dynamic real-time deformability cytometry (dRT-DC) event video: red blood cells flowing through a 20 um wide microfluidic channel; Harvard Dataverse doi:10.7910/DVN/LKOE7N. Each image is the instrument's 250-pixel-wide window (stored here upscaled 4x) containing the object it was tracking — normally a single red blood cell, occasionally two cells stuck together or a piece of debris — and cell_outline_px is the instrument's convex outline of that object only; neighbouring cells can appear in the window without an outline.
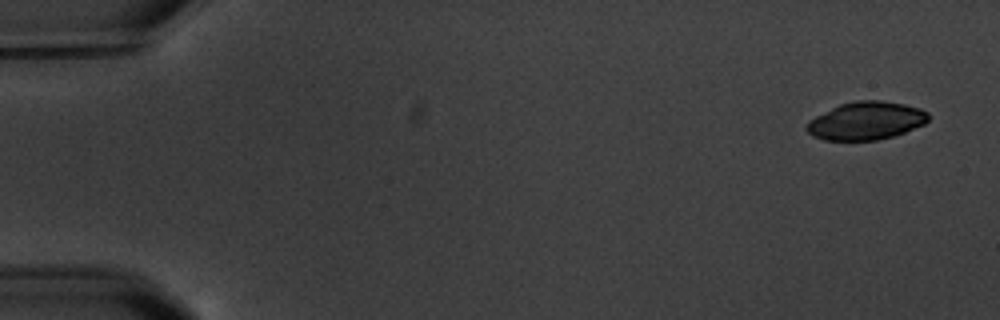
{"species": "common noctule bat (a hibernating species)", "species_latin": "Nyctalus noctula", "temperature_condition": "warm", "stored_images_in_passage": 5, "camera_frame_rate_fps": 3000, "um_per_image_px": 0.085, "animal": {"sex": "male", "body_mass_g": 20.1, "forearm_length_mm": 53.5}, "frame": {"image": 1, "passage_image": 1, "time_ms": 0.0, "image_size_px": [1000, 320], "cell_outline_px": [[928, 120], [924, 124], [904, 132], [892, 136], [876, 140], [824, 140], [812, 136], [804, 128], [808, 120], [840, 104], [856, 100], [880, 100], [904, 104], [920, 108], [928, 112]], "centroid_in_image_um": [73.59, 10.26], "position_along_channel_um": 11.4, "area_um2": 26.88}}
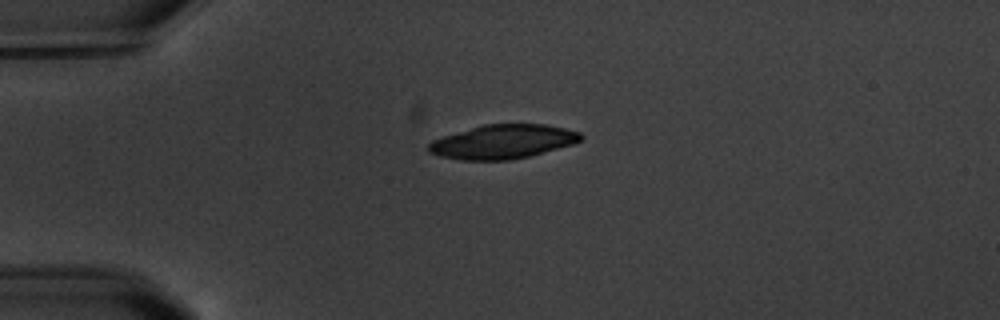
{"frame": {"image": 2, "passage_image": 4, "time_ms": 4.0, "image_size_px": [1000, 320], "cell_outline_px": [[584, 136], [580, 140], [572, 144], [528, 156], [512, 160], [460, 160], [440, 156], [428, 152], [428, 144], [432, 140], [444, 136], [484, 124], [544, 124], [564, 128], [580, 132]], "centroid_in_image_um": [42.72, 12.05], "position_along_channel_um": 42.3, "area_um2": 29.94}}